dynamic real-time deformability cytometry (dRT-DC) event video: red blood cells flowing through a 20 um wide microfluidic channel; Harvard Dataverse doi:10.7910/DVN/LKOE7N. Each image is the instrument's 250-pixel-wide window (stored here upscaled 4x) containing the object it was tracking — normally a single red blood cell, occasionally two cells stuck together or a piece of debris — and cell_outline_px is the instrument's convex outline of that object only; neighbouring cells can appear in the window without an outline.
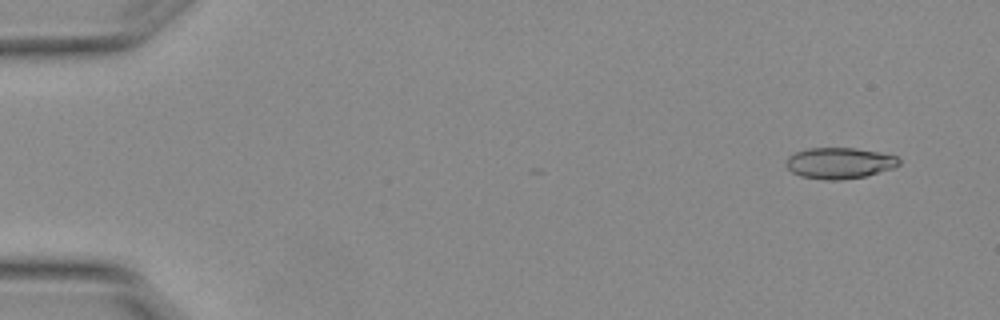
{"species": "Egyptian fruit bat (a non-hibernating species)", "species_latin": "Rousettus aegyptiacus", "temperature_condition": "warm", "stored_images_in_passage": 4, "camera_frame_rate_fps": 3000, "um_per_image_px": 0.085, "animal": {"sex": "female"}, "frame": {"image": 1, "passage_image": 1, "time_ms": 0.0, "image_size_px": [1000, 320], "cell_outline_px": [[900, 164], [896, 168], [864, 176], [840, 180], [824, 180], [800, 176], [792, 172], [788, 168], [788, 156], [796, 152], [808, 148], [856, 148], [880, 152], [896, 156], [900, 160]], "centroid_in_image_um": [71.39, 13.86], "position_along_channel_um": 13.6, "area_um2": 20.46}}
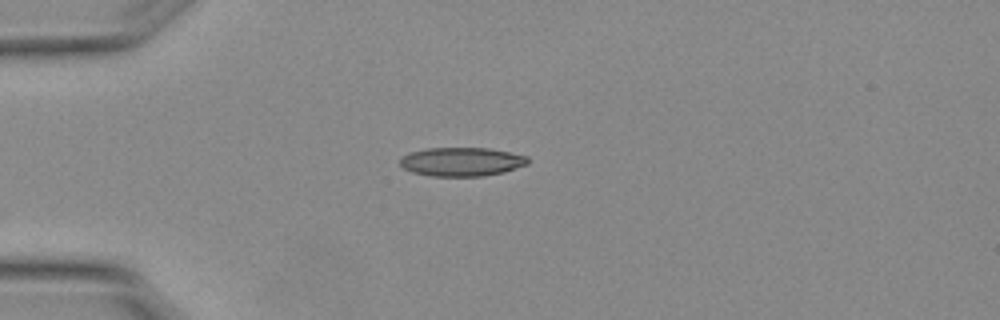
{"frame": {"image": 2, "passage_image": 4, "time_ms": 1.0, "image_size_px": [1000, 320], "cell_outline_px": [[528, 164], [504, 172], [484, 176], [432, 176], [412, 172], [404, 168], [400, 164], [400, 156], [408, 152], [428, 148], [488, 148], [528, 156]], "centroid_in_image_um": [39.21, 13.74], "position_along_channel_um": 45.8, "area_um2": 21.5}}